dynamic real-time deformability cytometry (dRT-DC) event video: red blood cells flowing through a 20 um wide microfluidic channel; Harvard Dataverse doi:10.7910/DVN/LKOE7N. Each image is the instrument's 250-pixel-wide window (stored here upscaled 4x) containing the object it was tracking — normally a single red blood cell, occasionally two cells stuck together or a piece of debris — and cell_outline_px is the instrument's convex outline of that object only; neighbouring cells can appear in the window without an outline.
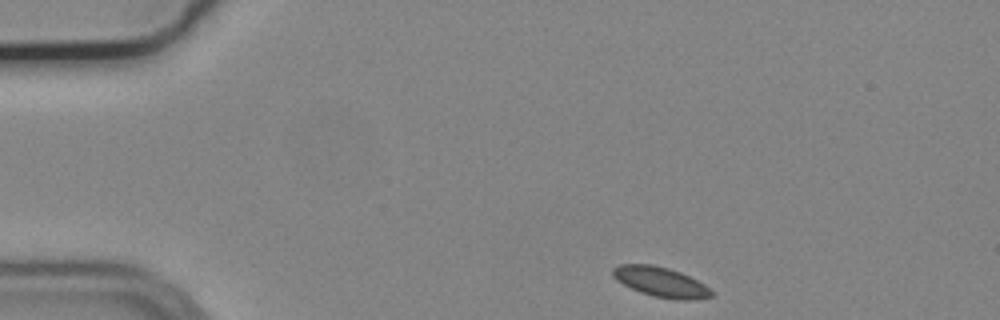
{"species": "common noctule bat (a hibernating species)", "species_latin": "Nyctalus noctula", "temperature_condition": "cold", "stored_images_in_passage": 48, "camera_frame_rate_fps": 3000, "um_per_image_px": 0.085, "animal": {"sex": "male", "body_mass_g": 19.2, "forearm_length_mm": 51.8}, "frame": {"image": 1, "passage_image": 1, "time_ms": 0.0, "image_size_px": [1000, 320], "cell_outline_px": [[712, 296], [696, 300], [676, 300], [652, 296], [640, 292], [616, 280], [612, 276], [612, 268], [620, 264], [652, 264], [668, 268], [680, 272], [704, 284], [712, 292]], "centroid_in_image_um": [56.14, 23.97], "position_along_channel_um": 28.9, "area_um2": 17.17}}
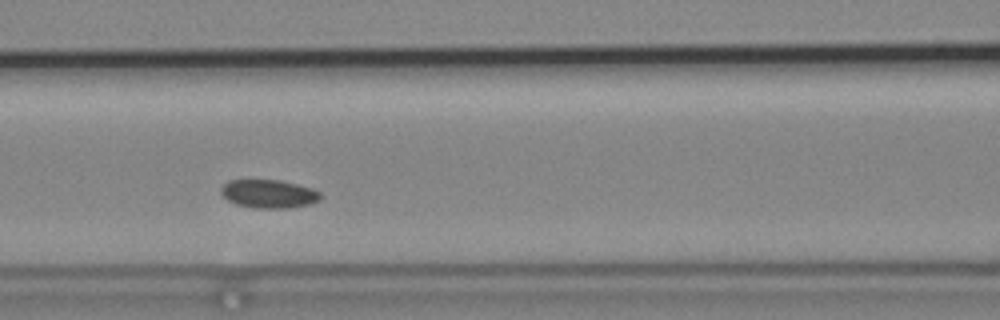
{"frame": {"image": 2, "passage_image": 16, "time_ms": 5.0, "image_size_px": [1000, 320], "cell_outline_px": [[320, 200], [312, 204], [288, 208], [256, 208], [236, 204], [228, 200], [220, 192], [220, 188], [228, 180], [280, 180], [312, 188], [320, 192]], "centroid_in_image_um": [22.85, 16.48], "position_along_channel_um": 143.7, "area_um2": 16.47}}
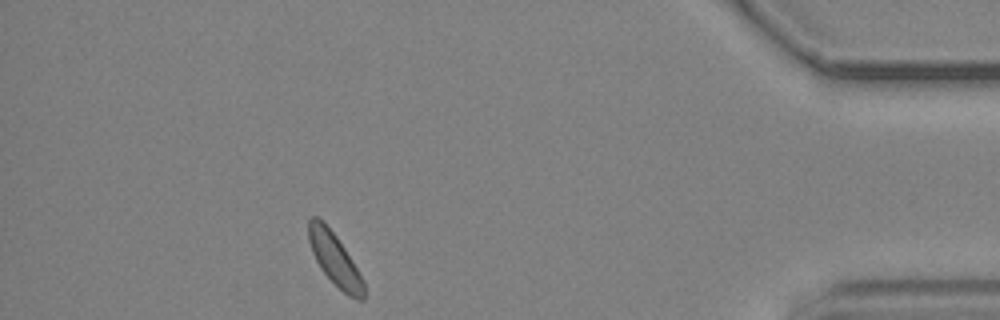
{"frame": {"image": 3, "passage_image": 42, "time_ms": 13.667, "image_size_px": [1000, 320], "cell_outline_px": [[364, 300], [356, 300], [348, 296], [320, 268], [312, 252], [308, 240], [308, 220], [312, 216], [316, 216], [336, 236], [352, 260], [364, 280]], "centroid_in_image_um": [28.45, 22.05], "position_along_channel_um": 406.7, "area_um2": 16.47}}